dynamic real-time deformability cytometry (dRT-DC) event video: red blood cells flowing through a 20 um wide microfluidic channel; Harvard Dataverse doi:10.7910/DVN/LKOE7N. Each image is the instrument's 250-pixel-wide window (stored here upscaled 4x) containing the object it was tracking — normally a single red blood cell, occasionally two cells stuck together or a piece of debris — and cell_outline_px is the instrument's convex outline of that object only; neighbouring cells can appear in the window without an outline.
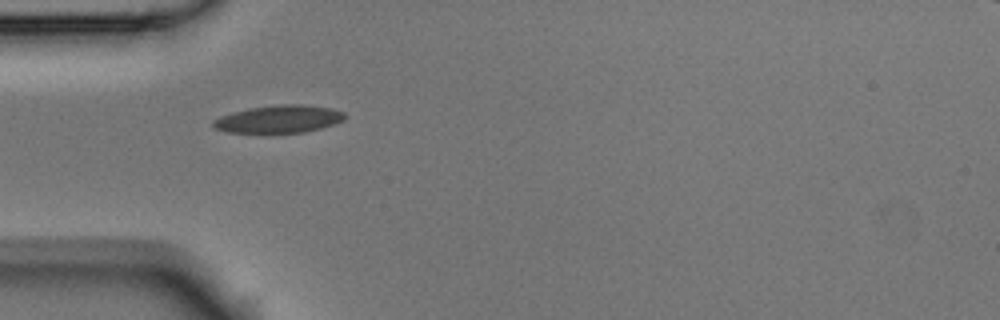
{"species": "Egyptian fruit bat (a non-hibernating species)", "species_latin": "Rousettus aegyptiacus", "temperature_condition": "room temperature", "stored_images_in_passage": 5, "camera_frame_rate_fps": 3000, "um_per_image_px": 0.085, "animal": {"sex": "male"}, "frame": {"image": 1, "passage_image": 1, "time_ms": 0.0, "image_size_px": [1000, 320], "cell_outline_px": [[344, 120], [320, 128], [304, 132], [228, 132], [212, 128], [212, 120], [220, 116], [232, 112], [248, 108], [280, 104], [304, 104], [332, 108], [344, 112]], "centroid_in_image_um": [23.67, 10.1], "position_along_channel_um": 61.3, "area_um2": 21.1}}
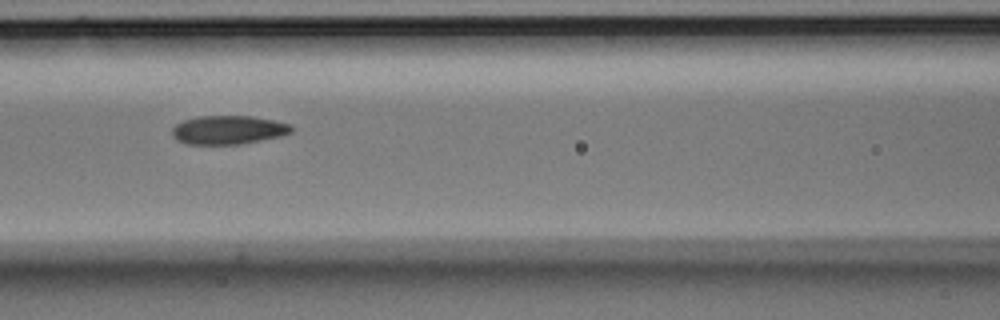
{"frame": {"image": 2, "passage_image": 3, "time_ms": 0.667, "image_size_px": [1000, 320], "cell_outline_px": [[292, 132], [280, 136], [240, 144], [184, 144], [176, 140], [172, 136], [172, 128], [176, 124], [184, 120], [200, 116], [252, 116], [292, 124]], "centroid_in_image_um": [19.38, 11.04], "position_along_channel_um": 147.2, "area_um2": 19.94}}
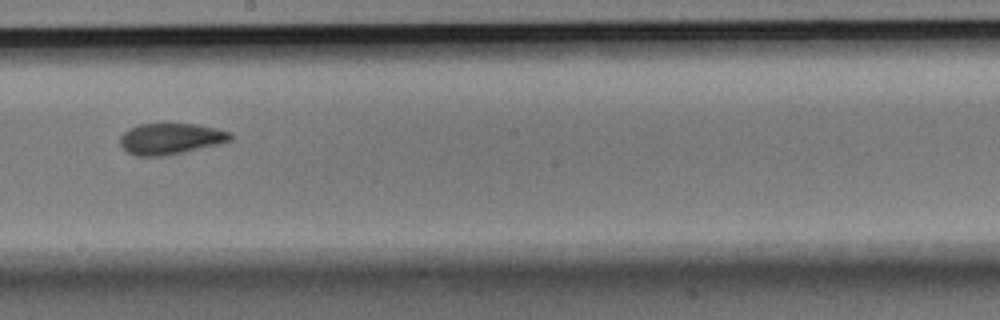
{"frame": {"image": 3, "passage_image": 5, "time_ms": 1.333, "image_size_px": [1000, 320], "cell_outline_px": [[232, 140], [220, 144], [184, 152], [164, 156], [136, 156], [128, 152], [120, 144], [120, 136], [128, 128], [140, 124], [196, 124], [216, 128], [232, 132]], "centroid_in_image_um": [14.52, 11.79], "position_along_channel_um": 233.7, "area_um2": 20.11}}